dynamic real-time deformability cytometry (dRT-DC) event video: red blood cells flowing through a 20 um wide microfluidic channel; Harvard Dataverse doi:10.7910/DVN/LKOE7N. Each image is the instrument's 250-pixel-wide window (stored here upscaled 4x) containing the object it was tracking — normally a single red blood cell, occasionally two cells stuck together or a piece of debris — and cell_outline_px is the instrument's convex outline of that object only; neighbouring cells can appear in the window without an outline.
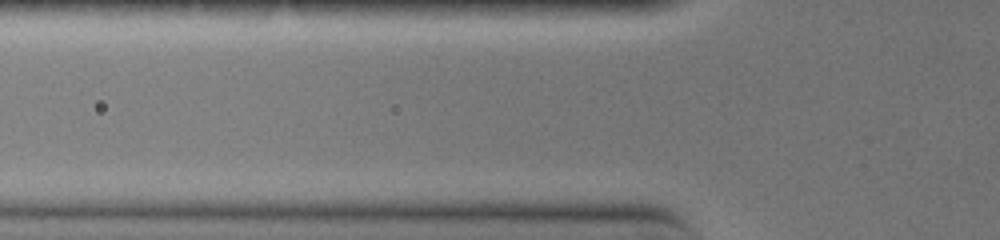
{"species": "common noctule bat (a hibernating species)", "species_latin": "Nyctalus noctula", "temperature_condition": "warm", "stored_images_in_passage": 3, "camera_frame_rate_fps": 3000, "um_per_image_px": 0.085, "animal": {"sex": "female", "body_mass_g": 19.0, "forearm_length_mm": 51.5}, "frame": {"image": 1, "passage_image": 2, "time_ms": 0.333, "image_size_px": [1000, 240], "cell_outline_px": [[628, 160], [624, 164], [612, 168], [540, 168], [480, 164], [488, 160], [504, 156], [600, 156]], "centroid_in_image_um": [47.37, 13.76], "position_along_channel_um": 78.4, "area_um2": 10.64}}